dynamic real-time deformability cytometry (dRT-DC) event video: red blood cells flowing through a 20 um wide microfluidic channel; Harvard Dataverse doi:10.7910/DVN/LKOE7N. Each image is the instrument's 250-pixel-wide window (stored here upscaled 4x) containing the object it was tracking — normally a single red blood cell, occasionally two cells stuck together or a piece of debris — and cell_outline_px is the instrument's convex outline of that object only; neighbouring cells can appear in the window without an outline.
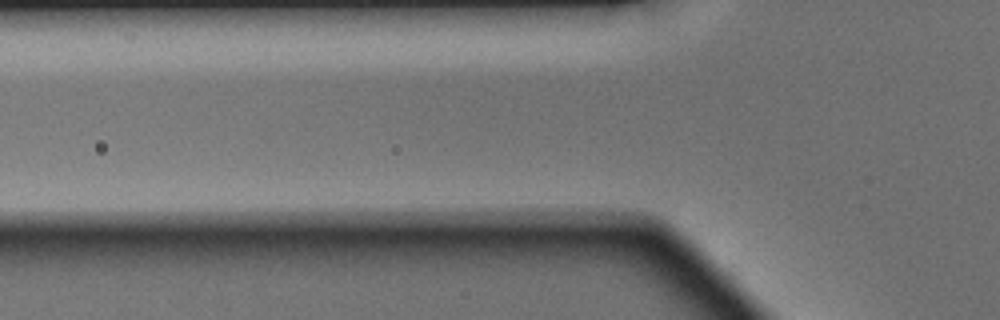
{"species": "Egyptian fruit bat (a non-hibernating species)", "species_latin": "Rousettus aegyptiacus", "temperature_condition": "warm", "stored_images_in_passage": 4, "camera_frame_rate_fps": 3000, "um_per_image_px": 0.085, "animal": {"sex": "male"}, "frame": {"image": 1, "passage_image": 2, "time_ms": 0.333, "image_size_px": [1000, 320], "cell_outline_px": [[716, 280], [712, 280], [572, 228], [576, 224], [604, 224], [656, 228], [664, 232], [708, 264]], "centroid_in_image_um": [55.25, 20.87], "position_along_channel_um": 70.6, "area_um2": 20.4}}